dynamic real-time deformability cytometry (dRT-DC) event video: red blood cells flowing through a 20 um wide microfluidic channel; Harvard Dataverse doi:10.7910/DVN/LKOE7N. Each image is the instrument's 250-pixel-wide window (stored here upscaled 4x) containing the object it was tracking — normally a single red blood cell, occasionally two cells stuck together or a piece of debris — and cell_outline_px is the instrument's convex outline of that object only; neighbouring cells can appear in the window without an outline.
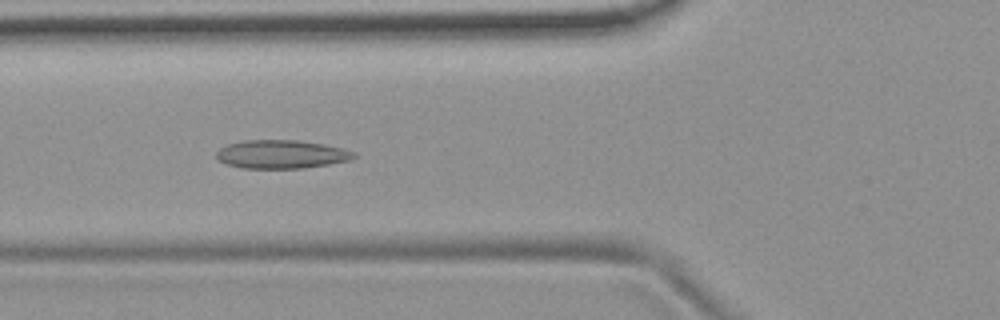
{"species": "common noctule bat (a hibernating species)", "species_latin": "Nyctalus noctula", "temperature_condition": "room temperature", "stored_images_in_passage": 54, "camera_frame_rate_fps": 3000, "um_per_image_px": 0.085, "animal": {"sex": "female", "body_mass_g": 19.9}, "frame": {"image": 1, "passage_image": 20, "time_ms": 6.333, "image_size_px": [1000, 320], "cell_outline_px": [[356, 156], [348, 160], [328, 164], [304, 168], [240, 168], [224, 164], [216, 160], [216, 152], [220, 148], [228, 144], [244, 140], [300, 140], [324, 144], [344, 148], [356, 152]], "centroid_in_image_um": [23.88, 13.11], "position_along_channel_um": 101.9, "area_um2": 23.0}}
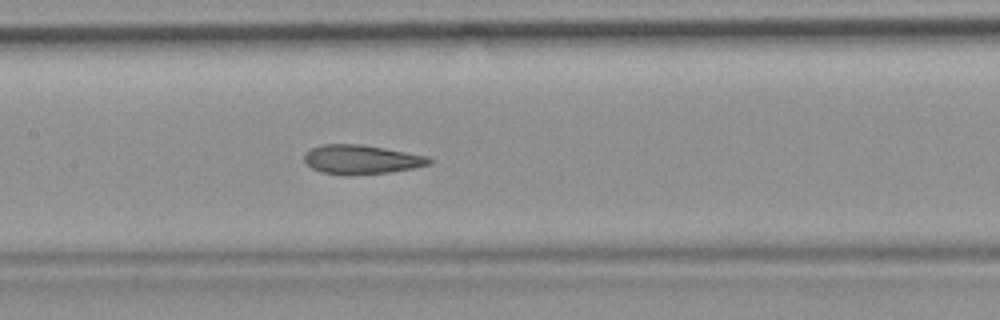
{"frame": {"image": 2, "passage_image": 26, "time_ms": 8.333, "image_size_px": [1000, 320], "cell_outline_px": [[432, 164], [392, 172], [352, 176], [340, 176], [320, 172], [312, 168], [304, 160], [304, 152], [312, 148], [324, 144], [360, 144], [384, 148], [428, 156], [432, 160]], "centroid_in_image_um": [30.7, 13.58], "position_along_channel_um": 176.7, "area_um2": 21.56}}
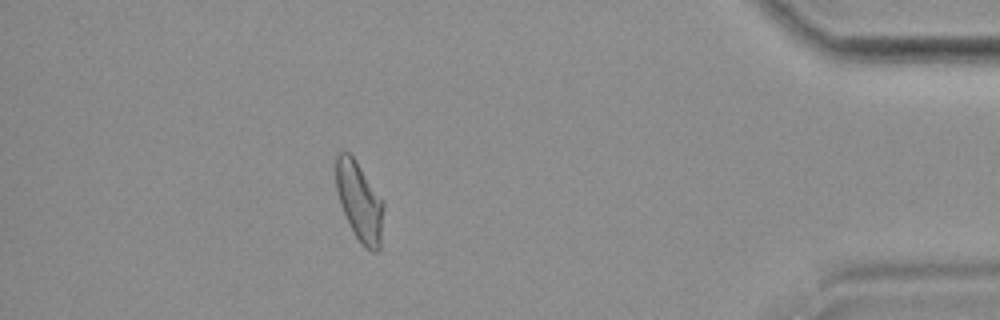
{"frame": {"image": 3, "passage_image": 48, "time_ms": 15.667, "image_size_px": [1000, 320], "cell_outline_px": [[384, 208], [380, 248], [376, 252], [372, 252], [360, 244], [340, 204], [336, 188], [336, 156], [340, 152], [348, 152], [356, 160], [384, 200]], "centroid_in_image_um": [30.58, 17.13], "position_along_channel_um": 404.6, "area_um2": 21.96}, "authors_computed_cell_mechanics": {"area_um2": 22.2819, "velocity_mm_per_s": 3.7269, "shape_relaxation_time_tau1_ms": null, "shape_relaxation_time_tau2_ms": 2.292, "deformation_change_tau1": null, "deformation_change_tau2": 0.0967}}